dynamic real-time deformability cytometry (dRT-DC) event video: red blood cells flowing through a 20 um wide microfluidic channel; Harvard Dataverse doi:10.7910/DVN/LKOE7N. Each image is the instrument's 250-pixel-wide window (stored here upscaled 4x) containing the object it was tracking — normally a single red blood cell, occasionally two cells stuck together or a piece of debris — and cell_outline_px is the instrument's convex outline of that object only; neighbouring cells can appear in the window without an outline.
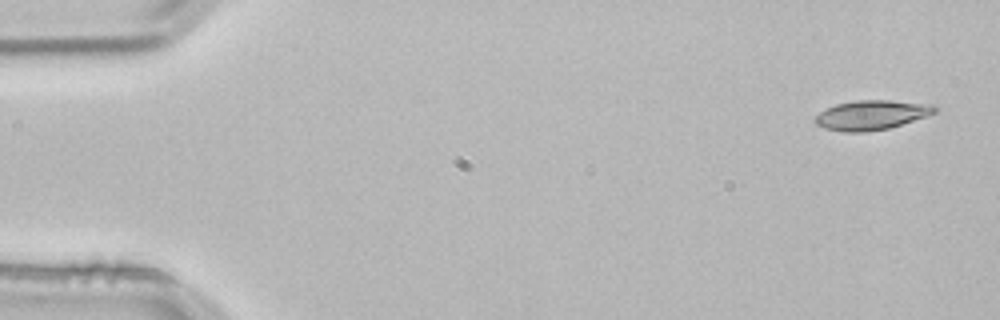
{"species": "common noctule bat (a hibernating species)", "species_latin": "Nyctalus noctula", "temperature_condition": "room temperature", "stored_images_in_passage": 2, "camera_frame_rate_fps": 3000, "um_per_image_px": 0.085, "animal": {"sex": "male", "body_mass_g": 21.5, "forearm_length_mm": 52.0}, "frame": {"image": 1, "passage_image": 1, "time_ms": 0.0, "image_size_px": [1000, 320], "cell_outline_px": [[940, 108], [936, 112], [888, 128], [864, 132], [844, 132], [824, 128], [816, 124], [812, 120], [820, 112], [836, 104], [856, 100], [888, 100], [936, 104]], "centroid_in_image_um": [74.08, 9.76], "position_along_channel_um": 10.9, "area_um2": 20.52}}